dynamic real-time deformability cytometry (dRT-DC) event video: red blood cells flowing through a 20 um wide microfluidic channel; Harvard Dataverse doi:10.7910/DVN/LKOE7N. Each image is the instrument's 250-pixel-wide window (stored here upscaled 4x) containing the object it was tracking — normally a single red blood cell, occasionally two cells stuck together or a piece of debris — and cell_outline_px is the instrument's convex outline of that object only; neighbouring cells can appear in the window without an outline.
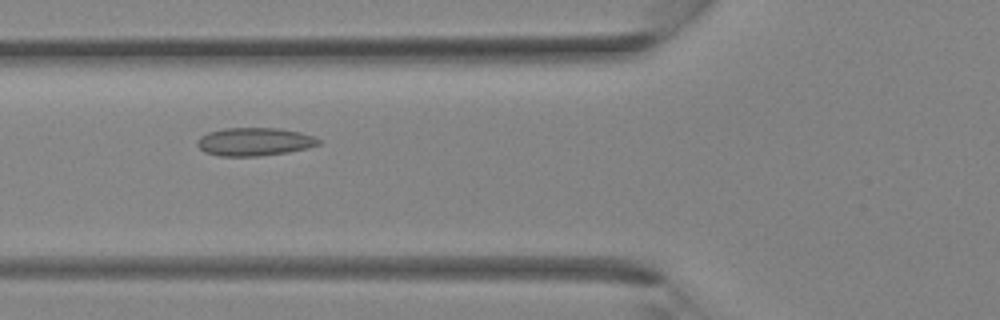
{"species": "Egyptian fruit bat (a non-hibernating species)", "species_latin": "Rousettus aegyptiacus", "temperature_condition": "room temperature", "stored_images_in_passage": 36, "camera_frame_rate_fps": 3000, "um_per_image_px": 0.085, "animal": {"sex": "female"}, "frame": {"image": 1, "passage_image": 14, "time_ms": 4.333, "image_size_px": [1000, 320], "cell_outline_px": [[320, 144], [308, 148], [288, 152], [260, 156], [220, 156], [204, 152], [196, 144], [196, 140], [200, 136], [208, 132], [224, 128], [280, 128], [300, 132], [312, 136], [320, 140]], "centroid_in_image_um": [21.6, 12.04], "position_along_channel_um": 104.2, "area_um2": 20.0}}
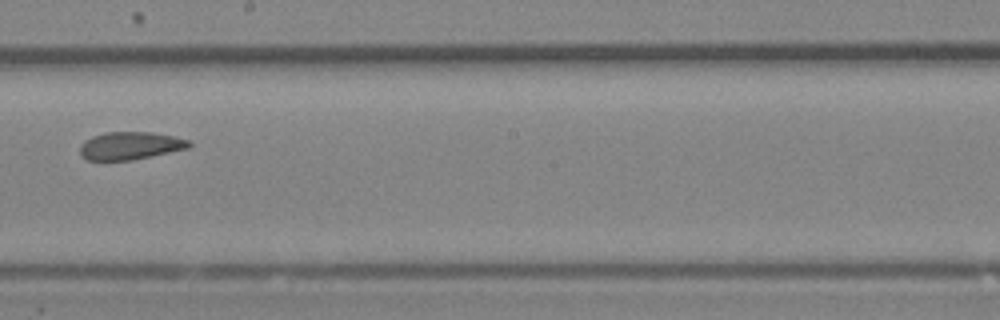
{"frame": {"image": 2, "passage_image": 21, "time_ms": 6.667, "image_size_px": [1000, 320], "cell_outline_px": [[192, 144], [188, 148], [152, 156], [132, 160], [88, 160], [80, 156], [80, 144], [84, 140], [92, 136], [104, 132], [152, 132], [172, 136], [188, 140]], "centroid_in_image_um": [11.03, 12.38], "position_along_channel_um": 237.2, "area_um2": 17.69}}
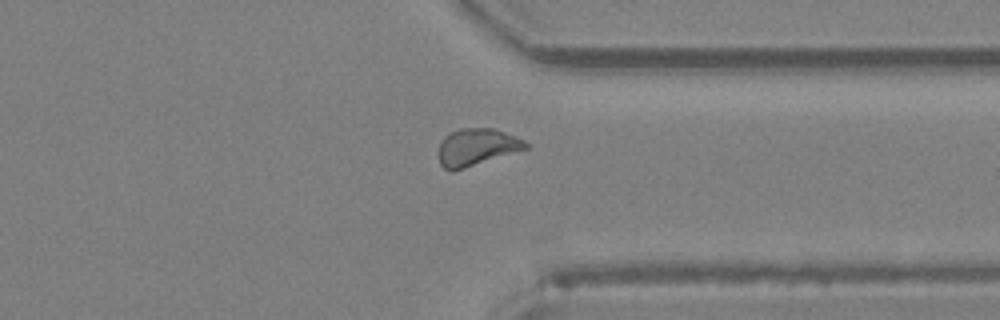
{"frame": {"image": 3, "passage_image": 28, "time_ms": 9.0, "image_size_px": [1000, 320], "cell_outline_px": [[528, 148], [452, 172], [444, 168], [440, 164], [436, 152], [444, 136], [448, 132], [460, 128], [492, 128], [516, 136], [524, 140], [528, 144]], "centroid_in_image_um": [40.46, 12.5], "position_along_channel_um": 370.9, "area_um2": 19.02}}